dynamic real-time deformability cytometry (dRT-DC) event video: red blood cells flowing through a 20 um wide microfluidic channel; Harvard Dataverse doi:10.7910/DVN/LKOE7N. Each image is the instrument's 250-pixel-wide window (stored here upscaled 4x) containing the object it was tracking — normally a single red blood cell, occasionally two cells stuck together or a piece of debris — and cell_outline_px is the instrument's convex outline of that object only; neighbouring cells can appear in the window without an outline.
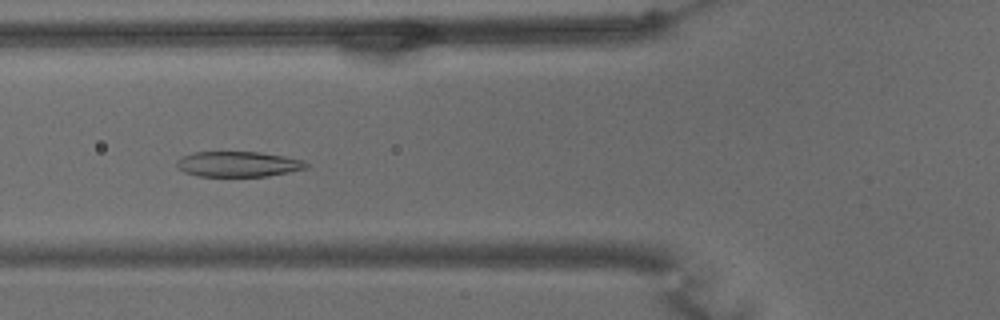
{"species": "common noctule bat (a hibernating species)", "species_latin": "Nyctalus noctula", "temperature_condition": "warm", "stored_images_in_passage": 57, "camera_frame_rate_fps": 3000, "um_per_image_px": 0.085, "animal": {"sex": "male", "body_mass_g": 15.6}, "frame": {"image": 1, "passage_image": 22, "time_ms": 7.0, "image_size_px": [1000, 320], "cell_outline_px": [[308, 168], [268, 176], [196, 176], [184, 172], [176, 168], [176, 160], [180, 156], [192, 152], [256, 152], [284, 156], [304, 160], [308, 164]], "centroid_in_image_um": [20.19, 13.95], "position_along_channel_um": 105.6, "area_um2": 19.31}}
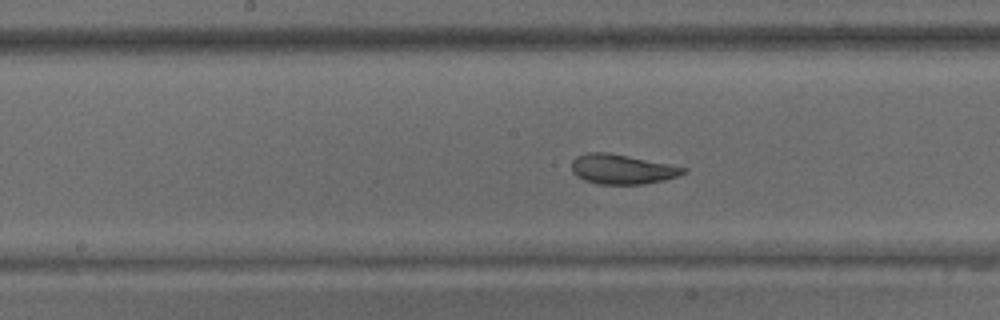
{"frame": {"image": 2, "passage_image": 30, "time_ms": 9.667, "image_size_px": [1000, 320], "cell_outline_px": [[688, 168], [684, 172], [676, 176], [664, 180], [644, 184], [600, 184], [584, 180], [576, 176], [572, 172], [572, 160], [576, 156], [588, 152], [608, 152]], "centroid_in_image_um": [52.82, 14.38], "position_along_channel_um": 195.4, "area_um2": 19.19}}
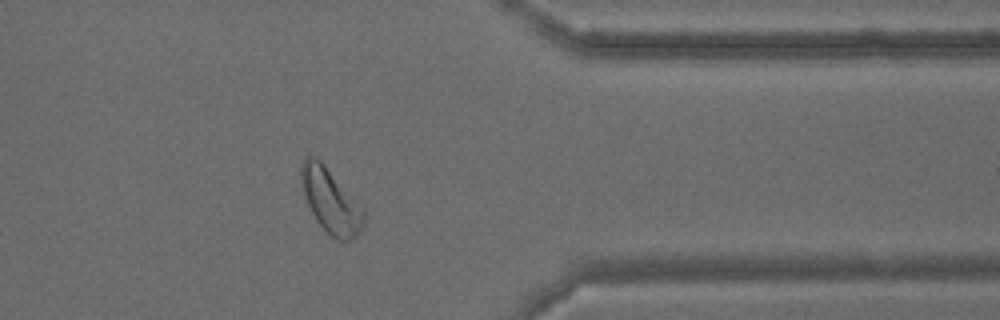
{"frame": {"image": 3, "passage_image": 48, "time_ms": 15.667, "image_size_px": [1000, 320], "cell_outline_px": [[364, 224], [360, 232], [352, 240], [336, 240], [316, 220], [308, 204], [300, 180], [300, 164], [304, 156], [312, 156], [320, 160], [324, 164], [364, 208]], "centroid_in_image_um": [28.11, 17.05], "position_along_channel_um": 383.3, "area_um2": 23.35}, "authors_computed_cell_mechanics": {"area_um2": 22.3108, "velocity_mm_per_s": 3.3554, "shape_relaxation_time_tau1_ms": 4.0637, "shape_relaxation_time_tau2_ms": 1.7491, "deformation_change_tau1": 0.1301, "deformation_change_tau2": 0.0622}}